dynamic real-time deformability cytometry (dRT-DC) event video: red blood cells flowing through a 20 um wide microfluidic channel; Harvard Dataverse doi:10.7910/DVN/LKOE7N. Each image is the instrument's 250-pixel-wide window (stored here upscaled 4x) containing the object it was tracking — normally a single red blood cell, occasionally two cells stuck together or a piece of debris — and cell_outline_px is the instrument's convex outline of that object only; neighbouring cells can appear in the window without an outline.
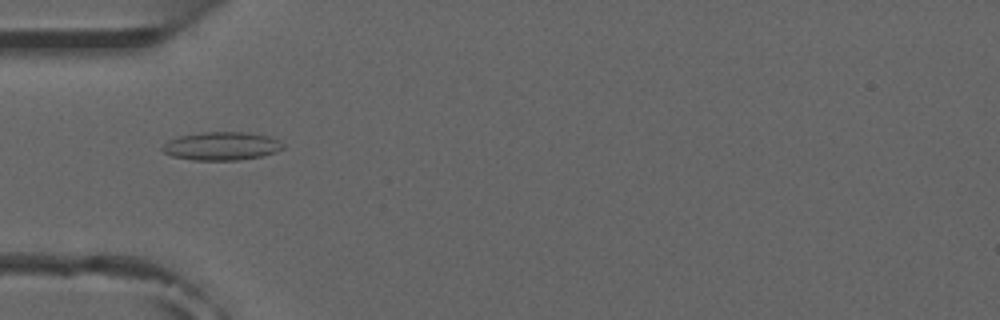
{"species": "common noctule bat (a hibernating species)", "species_latin": "Nyctalus noctula", "temperature_condition": "room temperature", "stored_images_in_passage": 9, "camera_frame_rate_fps": 3000, "um_per_image_px": 0.085, "animal": {"sex": "male", "forearm_length_mm": 52.5}, "frame": {"image": 1, "passage_image": 6, "time_ms": 6.667, "image_size_px": [1000, 320], "cell_outline_px": [[284, 148], [260, 156], [236, 160], [192, 160], [172, 156], [164, 152], [160, 148], [168, 140], [180, 136], [204, 132], [248, 132], [268, 136], [280, 140], [284, 144]], "centroid_in_image_um": [18.82, 12.41], "position_along_channel_um": 66.2, "area_um2": 19.77}}
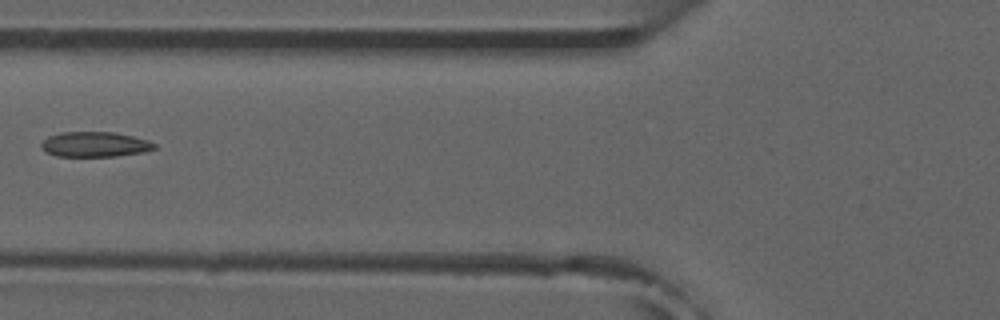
{"frame": {"image": 2, "passage_image": 7, "time_ms": 8.0, "image_size_px": [1000, 320], "cell_outline_px": [[156, 148], [144, 152], [116, 156], [56, 156], [48, 152], [40, 144], [48, 136], [64, 132], [116, 132], [148, 140], [156, 144]], "centroid_in_image_um": [8.1, 12.27], "position_along_channel_um": 117.7, "area_um2": 16.42}}
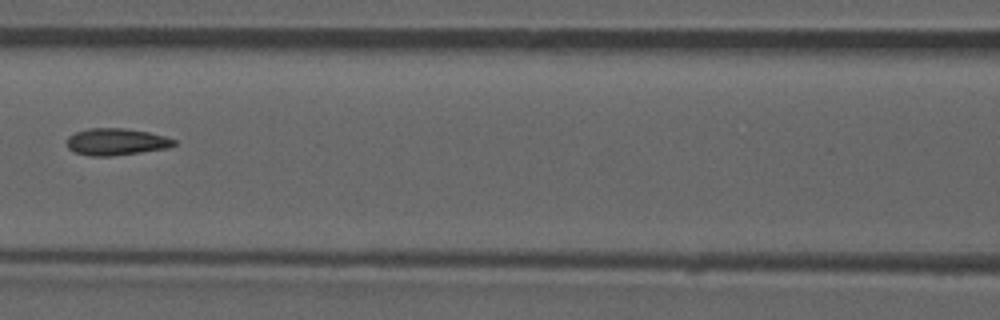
{"frame": {"image": 3, "passage_image": 8, "time_ms": 9.0, "image_size_px": [1000, 320], "cell_outline_px": [[176, 144], [168, 148], [112, 156], [92, 156], [76, 152], [68, 148], [64, 144], [64, 140], [68, 136], [76, 132], [88, 128], [124, 128], [148, 132], [164, 136], [176, 140]], "centroid_in_image_um": [9.83, 12.05], "position_along_channel_um": 156.8, "area_um2": 16.88}}